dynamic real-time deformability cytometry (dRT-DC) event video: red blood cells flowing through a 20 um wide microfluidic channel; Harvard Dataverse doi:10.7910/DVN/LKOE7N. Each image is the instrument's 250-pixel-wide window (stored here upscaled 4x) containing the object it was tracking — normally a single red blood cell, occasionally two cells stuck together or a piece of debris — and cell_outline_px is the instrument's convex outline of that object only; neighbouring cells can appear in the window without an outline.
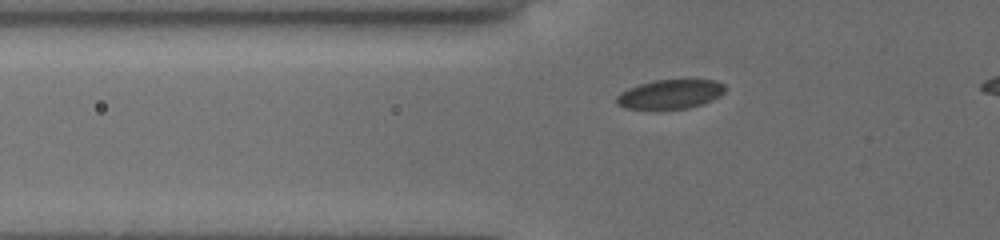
{"species": "common noctule bat (a hibernating species)", "species_latin": "Nyctalus noctula", "temperature_condition": "cold", "stored_images_in_passage": 57, "camera_frame_rate_fps": 3000, "um_per_image_px": 0.085, "animal": {"sex": "female", "body_mass_g": 19.5, "forearm_length_mm": 54.1}, "frame": {"image": 1, "passage_image": 19, "time_ms": 4.333, "image_size_px": [1000, 240], "cell_outline_px": [[724, 92], [720, 96], [712, 100], [688, 108], [628, 108], [616, 104], [616, 96], [620, 92], [628, 88], [652, 80], [716, 80], [724, 84]], "centroid_in_image_um": [56.96, 7.99], "position_along_channel_um": 68.8, "area_um2": 18.21}}
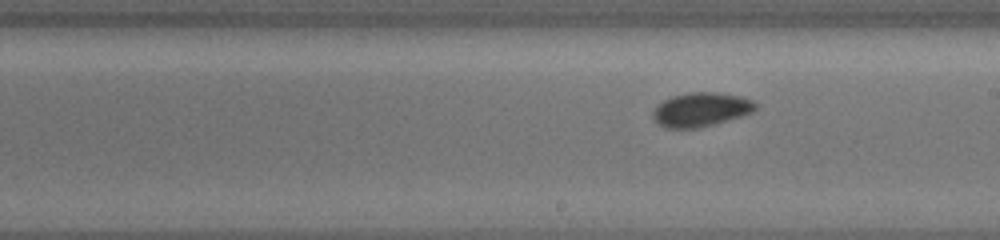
{"frame": {"image": 2, "passage_image": 39, "time_ms": 8.667, "image_size_px": [1000, 240], "cell_outline_px": [[756, 108], [752, 112], [740, 116], [712, 124], [696, 128], [664, 128], [652, 116], [652, 112], [664, 100], [672, 96], [688, 92], [716, 92], [740, 96], [752, 100], [756, 104]], "centroid_in_image_um": [59.57, 9.3], "position_along_channel_um": 229.4, "area_um2": 20.0}}
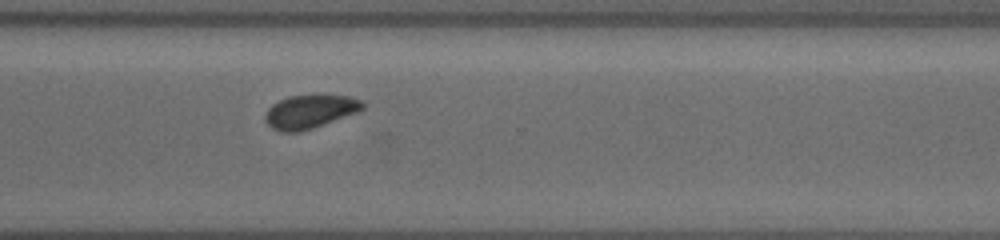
{"frame": {"image": 3, "passage_image": 56, "time_ms": 11.667, "image_size_px": [1000, 240], "cell_outline_px": [[364, 108], [356, 112], [312, 128], [296, 132], [284, 132], [272, 128], [264, 120], [264, 116], [268, 108], [272, 104], [288, 96], [348, 96], [360, 100], [364, 104]], "centroid_in_image_um": [26.29, 9.49], "position_along_channel_um": 344.3, "area_um2": 18.5}}